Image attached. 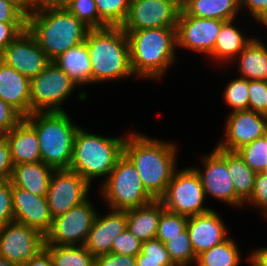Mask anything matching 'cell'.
<instances>
[{"mask_svg":"<svg viewBox=\"0 0 267 266\" xmlns=\"http://www.w3.org/2000/svg\"><path fill=\"white\" fill-rule=\"evenodd\" d=\"M248 260H250V266H267V247L252 251Z\"/></svg>","mask_w":267,"mask_h":266,"instance_id":"cell-50","label":"cell"},{"mask_svg":"<svg viewBox=\"0 0 267 266\" xmlns=\"http://www.w3.org/2000/svg\"><path fill=\"white\" fill-rule=\"evenodd\" d=\"M53 62L65 71L77 86L91 84V63L85 42L70 48Z\"/></svg>","mask_w":267,"mask_h":266,"instance_id":"cell-27","label":"cell"},{"mask_svg":"<svg viewBox=\"0 0 267 266\" xmlns=\"http://www.w3.org/2000/svg\"><path fill=\"white\" fill-rule=\"evenodd\" d=\"M233 21H226L221 26L212 53L209 55L212 60H218V63L225 64L227 61L231 62L230 60L236 59L253 38H246L245 35H242V32L239 31L240 28L238 29L233 25Z\"/></svg>","mask_w":267,"mask_h":266,"instance_id":"cell-28","label":"cell"},{"mask_svg":"<svg viewBox=\"0 0 267 266\" xmlns=\"http://www.w3.org/2000/svg\"><path fill=\"white\" fill-rule=\"evenodd\" d=\"M43 0H17V3L26 11L42 7Z\"/></svg>","mask_w":267,"mask_h":266,"instance_id":"cell-52","label":"cell"},{"mask_svg":"<svg viewBox=\"0 0 267 266\" xmlns=\"http://www.w3.org/2000/svg\"><path fill=\"white\" fill-rule=\"evenodd\" d=\"M90 186L76 172L69 169L54 170L46 194L47 204L53 219L84 202L89 197Z\"/></svg>","mask_w":267,"mask_h":266,"instance_id":"cell-12","label":"cell"},{"mask_svg":"<svg viewBox=\"0 0 267 266\" xmlns=\"http://www.w3.org/2000/svg\"><path fill=\"white\" fill-rule=\"evenodd\" d=\"M205 198L200 176L193 167H187L175 170L165 194L159 200L166 210L192 217L212 210L203 205Z\"/></svg>","mask_w":267,"mask_h":266,"instance_id":"cell-8","label":"cell"},{"mask_svg":"<svg viewBox=\"0 0 267 266\" xmlns=\"http://www.w3.org/2000/svg\"><path fill=\"white\" fill-rule=\"evenodd\" d=\"M241 253L235 240L228 237L222 243L206 250L196 257L197 266H238Z\"/></svg>","mask_w":267,"mask_h":266,"instance_id":"cell-30","label":"cell"},{"mask_svg":"<svg viewBox=\"0 0 267 266\" xmlns=\"http://www.w3.org/2000/svg\"><path fill=\"white\" fill-rule=\"evenodd\" d=\"M12 209L14 222L32 227L44 236L49 231L53 217L46 197L12 185Z\"/></svg>","mask_w":267,"mask_h":266,"instance_id":"cell-18","label":"cell"},{"mask_svg":"<svg viewBox=\"0 0 267 266\" xmlns=\"http://www.w3.org/2000/svg\"><path fill=\"white\" fill-rule=\"evenodd\" d=\"M13 167L14 165L11 160L9 145L6 139L3 136H1L0 137V182H5L10 180Z\"/></svg>","mask_w":267,"mask_h":266,"instance_id":"cell-46","label":"cell"},{"mask_svg":"<svg viewBox=\"0 0 267 266\" xmlns=\"http://www.w3.org/2000/svg\"><path fill=\"white\" fill-rule=\"evenodd\" d=\"M226 87L223 95L227 105L233 109L231 112L249 109V80L239 77L231 80Z\"/></svg>","mask_w":267,"mask_h":266,"instance_id":"cell-38","label":"cell"},{"mask_svg":"<svg viewBox=\"0 0 267 266\" xmlns=\"http://www.w3.org/2000/svg\"><path fill=\"white\" fill-rule=\"evenodd\" d=\"M23 117L10 105L0 99V135L4 136L13 129Z\"/></svg>","mask_w":267,"mask_h":266,"instance_id":"cell-44","label":"cell"},{"mask_svg":"<svg viewBox=\"0 0 267 266\" xmlns=\"http://www.w3.org/2000/svg\"><path fill=\"white\" fill-rule=\"evenodd\" d=\"M0 99L23 118L31 114L30 79L0 60Z\"/></svg>","mask_w":267,"mask_h":266,"instance_id":"cell-21","label":"cell"},{"mask_svg":"<svg viewBox=\"0 0 267 266\" xmlns=\"http://www.w3.org/2000/svg\"><path fill=\"white\" fill-rule=\"evenodd\" d=\"M96 214L97 210L87 198L67 213L54 218L49 231L44 236L45 245H84Z\"/></svg>","mask_w":267,"mask_h":266,"instance_id":"cell-10","label":"cell"},{"mask_svg":"<svg viewBox=\"0 0 267 266\" xmlns=\"http://www.w3.org/2000/svg\"><path fill=\"white\" fill-rule=\"evenodd\" d=\"M95 266H136V257L110 252L95 257Z\"/></svg>","mask_w":267,"mask_h":266,"instance_id":"cell-47","label":"cell"},{"mask_svg":"<svg viewBox=\"0 0 267 266\" xmlns=\"http://www.w3.org/2000/svg\"><path fill=\"white\" fill-rule=\"evenodd\" d=\"M259 40L253 37L236 57L241 78L267 81V47Z\"/></svg>","mask_w":267,"mask_h":266,"instance_id":"cell-26","label":"cell"},{"mask_svg":"<svg viewBox=\"0 0 267 266\" xmlns=\"http://www.w3.org/2000/svg\"><path fill=\"white\" fill-rule=\"evenodd\" d=\"M66 10L90 29L108 27L100 18L94 0H73Z\"/></svg>","mask_w":267,"mask_h":266,"instance_id":"cell-37","label":"cell"},{"mask_svg":"<svg viewBox=\"0 0 267 266\" xmlns=\"http://www.w3.org/2000/svg\"><path fill=\"white\" fill-rule=\"evenodd\" d=\"M188 217L164 209L160 215L156 239L163 243L180 236L187 226Z\"/></svg>","mask_w":267,"mask_h":266,"instance_id":"cell-36","label":"cell"},{"mask_svg":"<svg viewBox=\"0 0 267 266\" xmlns=\"http://www.w3.org/2000/svg\"><path fill=\"white\" fill-rule=\"evenodd\" d=\"M125 230L126 211L111 210L104 216L97 213L83 246L94 257L108 254L111 252L113 241Z\"/></svg>","mask_w":267,"mask_h":266,"instance_id":"cell-19","label":"cell"},{"mask_svg":"<svg viewBox=\"0 0 267 266\" xmlns=\"http://www.w3.org/2000/svg\"><path fill=\"white\" fill-rule=\"evenodd\" d=\"M55 266H95V257L82 246L45 245Z\"/></svg>","mask_w":267,"mask_h":266,"instance_id":"cell-31","label":"cell"},{"mask_svg":"<svg viewBox=\"0 0 267 266\" xmlns=\"http://www.w3.org/2000/svg\"><path fill=\"white\" fill-rule=\"evenodd\" d=\"M129 41L134 75L151 80L162 79L175 62L176 27L125 31Z\"/></svg>","mask_w":267,"mask_h":266,"instance_id":"cell-4","label":"cell"},{"mask_svg":"<svg viewBox=\"0 0 267 266\" xmlns=\"http://www.w3.org/2000/svg\"><path fill=\"white\" fill-rule=\"evenodd\" d=\"M3 137L9 145L13 165L42 162L37 133L24 119Z\"/></svg>","mask_w":267,"mask_h":266,"instance_id":"cell-22","label":"cell"},{"mask_svg":"<svg viewBox=\"0 0 267 266\" xmlns=\"http://www.w3.org/2000/svg\"><path fill=\"white\" fill-rule=\"evenodd\" d=\"M76 87L68 74L50 61L42 72L30 79L31 114L65 111L61 105Z\"/></svg>","mask_w":267,"mask_h":266,"instance_id":"cell-9","label":"cell"},{"mask_svg":"<svg viewBox=\"0 0 267 266\" xmlns=\"http://www.w3.org/2000/svg\"><path fill=\"white\" fill-rule=\"evenodd\" d=\"M45 247V237L36 229L17 222L0 228V257L22 266Z\"/></svg>","mask_w":267,"mask_h":266,"instance_id":"cell-13","label":"cell"},{"mask_svg":"<svg viewBox=\"0 0 267 266\" xmlns=\"http://www.w3.org/2000/svg\"><path fill=\"white\" fill-rule=\"evenodd\" d=\"M181 0H130L129 11L121 28L139 31L150 28L177 27Z\"/></svg>","mask_w":267,"mask_h":266,"instance_id":"cell-11","label":"cell"},{"mask_svg":"<svg viewBox=\"0 0 267 266\" xmlns=\"http://www.w3.org/2000/svg\"><path fill=\"white\" fill-rule=\"evenodd\" d=\"M13 221L12 185L8 180L0 182V228Z\"/></svg>","mask_w":267,"mask_h":266,"instance_id":"cell-42","label":"cell"},{"mask_svg":"<svg viewBox=\"0 0 267 266\" xmlns=\"http://www.w3.org/2000/svg\"><path fill=\"white\" fill-rule=\"evenodd\" d=\"M160 200L126 210L127 230L130 231L141 242L156 239L160 215L164 210Z\"/></svg>","mask_w":267,"mask_h":266,"instance_id":"cell-24","label":"cell"},{"mask_svg":"<svg viewBox=\"0 0 267 266\" xmlns=\"http://www.w3.org/2000/svg\"><path fill=\"white\" fill-rule=\"evenodd\" d=\"M227 167L237 194V206L240 207L251 197L256 173L237 152L227 151Z\"/></svg>","mask_w":267,"mask_h":266,"instance_id":"cell-29","label":"cell"},{"mask_svg":"<svg viewBox=\"0 0 267 266\" xmlns=\"http://www.w3.org/2000/svg\"><path fill=\"white\" fill-rule=\"evenodd\" d=\"M0 266H17L14 263H11L10 261L6 260L5 258L0 257Z\"/></svg>","mask_w":267,"mask_h":266,"instance_id":"cell-53","label":"cell"},{"mask_svg":"<svg viewBox=\"0 0 267 266\" xmlns=\"http://www.w3.org/2000/svg\"><path fill=\"white\" fill-rule=\"evenodd\" d=\"M73 0H43L42 7L66 9Z\"/></svg>","mask_w":267,"mask_h":266,"instance_id":"cell-51","label":"cell"},{"mask_svg":"<svg viewBox=\"0 0 267 266\" xmlns=\"http://www.w3.org/2000/svg\"><path fill=\"white\" fill-rule=\"evenodd\" d=\"M26 28L50 61L85 42L90 30L66 9L47 7L27 12Z\"/></svg>","mask_w":267,"mask_h":266,"instance_id":"cell-2","label":"cell"},{"mask_svg":"<svg viewBox=\"0 0 267 266\" xmlns=\"http://www.w3.org/2000/svg\"><path fill=\"white\" fill-rule=\"evenodd\" d=\"M99 18L108 27H121L130 6V0H94Z\"/></svg>","mask_w":267,"mask_h":266,"instance_id":"cell-34","label":"cell"},{"mask_svg":"<svg viewBox=\"0 0 267 266\" xmlns=\"http://www.w3.org/2000/svg\"><path fill=\"white\" fill-rule=\"evenodd\" d=\"M243 8L248 9L257 23L260 22L267 27V0H240V9Z\"/></svg>","mask_w":267,"mask_h":266,"instance_id":"cell-48","label":"cell"},{"mask_svg":"<svg viewBox=\"0 0 267 266\" xmlns=\"http://www.w3.org/2000/svg\"><path fill=\"white\" fill-rule=\"evenodd\" d=\"M111 210L126 211L145 206L155 199L146 191L133 163L123 154L101 186Z\"/></svg>","mask_w":267,"mask_h":266,"instance_id":"cell-7","label":"cell"},{"mask_svg":"<svg viewBox=\"0 0 267 266\" xmlns=\"http://www.w3.org/2000/svg\"><path fill=\"white\" fill-rule=\"evenodd\" d=\"M142 242L130 231L125 230L113 241L111 252L136 257L141 252Z\"/></svg>","mask_w":267,"mask_h":266,"instance_id":"cell-40","label":"cell"},{"mask_svg":"<svg viewBox=\"0 0 267 266\" xmlns=\"http://www.w3.org/2000/svg\"><path fill=\"white\" fill-rule=\"evenodd\" d=\"M181 9L193 17L231 21L240 11V0H182Z\"/></svg>","mask_w":267,"mask_h":266,"instance_id":"cell-25","label":"cell"},{"mask_svg":"<svg viewBox=\"0 0 267 266\" xmlns=\"http://www.w3.org/2000/svg\"><path fill=\"white\" fill-rule=\"evenodd\" d=\"M227 229L220 215L214 210L188 217L186 230L195 255L225 241L229 237Z\"/></svg>","mask_w":267,"mask_h":266,"instance_id":"cell-20","label":"cell"},{"mask_svg":"<svg viewBox=\"0 0 267 266\" xmlns=\"http://www.w3.org/2000/svg\"><path fill=\"white\" fill-rule=\"evenodd\" d=\"M226 120L224 140L216 145L218 149L237 152L267 134V115L250 109L230 112Z\"/></svg>","mask_w":267,"mask_h":266,"instance_id":"cell-17","label":"cell"},{"mask_svg":"<svg viewBox=\"0 0 267 266\" xmlns=\"http://www.w3.org/2000/svg\"><path fill=\"white\" fill-rule=\"evenodd\" d=\"M249 109L267 115V81L249 80Z\"/></svg>","mask_w":267,"mask_h":266,"instance_id":"cell-39","label":"cell"},{"mask_svg":"<svg viewBox=\"0 0 267 266\" xmlns=\"http://www.w3.org/2000/svg\"><path fill=\"white\" fill-rule=\"evenodd\" d=\"M55 169L43 162L14 165L11 185L23 188L35 196L46 197L50 178Z\"/></svg>","mask_w":267,"mask_h":266,"instance_id":"cell-23","label":"cell"},{"mask_svg":"<svg viewBox=\"0 0 267 266\" xmlns=\"http://www.w3.org/2000/svg\"><path fill=\"white\" fill-rule=\"evenodd\" d=\"M123 154L133 163L146 191L159 200L177 169L174 142H162L140 133L127 135Z\"/></svg>","mask_w":267,"mask_h":266,"instance_id":"cell-1","label":"cell"},{"mask_svg":"<svg viewBox=\"0 0 267 266\" xmlns=\"http://www.w3.org/2000/svg\"><path fill=\"white\" fill-rule=\"evenodd\" d=\"M171 260L176 266H191L196 262V255L191 245L189 234L185 229L180 236H175L164 243Z\"/></svg>","mask_w":267,"mask_h":266,"instance_id":"cell-33","label":"cell"},{"mask_svg":"<svg viewBox=\"0 0 267 266\" xmlns=\"http://www.w3.org/2000/svg\"><path fill=\"white\" fill-rule=\"evenodd\" d=\"M237 153L255 173L264 172L267 166V134L243 146Z\"/></svg>","mask_w":267,"mask_h":266,"instance_id":"cell-35","label":"cell"},{"mask_svg":"<svg viewBox=\"0 0 267 266\" xmlns=\"http://www.w3.org/2000/svg\"><path fill=\"white\" fill-rule=\"evenodd\" d=\"M22 266H55L50 253L44 248Z\"/></svg>","mask_w":267,"mask_h":266,"instance_id":"cell-49","label":"cell"},{"mask_svg":"<svg viewBox=\"0 0 267 266\" xmlns=\"http://www.w3.org/2000/svg\"><path fill=\"white\" fill-rule=\"evenodd\" d=\"M37 133L41 160L55 170L69 169L79 128L66 111L34 112L23 118Z\"/></svg>","mask_w":267,"mask_h":266,"instance_id":"cell-5","label":"cell"},{"mask_svg":"<svg viewBox=\"0 0 267 266\" xmlns=\"http://www.w3.org/2000/svg\"><path fill=\"white\" fill-rule=\"evenodd\" d=\"M225 22L189 16L181 9L176 27L177 47L210 55Z\"/></svg>","mask_w":267,"mask_h":266,"instance_id":"cell-16","label":"cell"},{"mask_svg":"<svg viewBox=\"0 0 267 266\" xmlns=\"http://www.w3.org/2000/svg\"><path fill=\"white\" fill-rule=\"evenodd\" d=\"M254 207L261 209L264 216H267V174L256 173L254 187L250 199L247 201Z\"/></svg>","mask_w":267,"mask_h":266,"instance_id":"cell-41","label":"cell"},{"mask_svg":"<svg viewBox=\"0 0 267 266\" xmlns=\"http://www.w3.org/2000/svg\"><path fill=\"white\" fill-rule=\"evenodd\" d=\"M1 22H27V12L15 0H0Z\"/></svg>","mask_w":267,"mask_h":266,"instance_id":"cell-43","label":"cell"},{"mask_svg":"<svg viewBox=\"0 0 267 266\" xmlns=\"http://www.w3.org/2000/svg\"><path fill=\"white\" fill-rule=\"evenodd\" d=\"M126 137H104L78 128L69 170L78 173L89 184L92 179L111 174L117 160L123 155Z\"/></svg>","mask_w":267,"mask_h":266,"instance_id":"cell-6","label":"cell"},{"mask_svg":"<svg viewBox=\"0 0 267 266\" xmlns=\"http://www.w3.org/2000/svg\"><path fill=\"white\" fill-rule=\"evenodd\" d=\"M27 22L0 21V54L3 50L26 29Z\"/></svg>","mask_w":267,"mask_h":266,"instance_id":"cell-45","label":"cell"},{"mask_svg":"<svg viewBox=\"0 0 267 266\" xmlns=\"http://www.w3.org/2000/svg\"><path fill=\"white\" fill-rule=\"evenodd\" d=\"M136 266H176L164 243L158 239L142 242L141 252L136 256Z\"/></svg>","mask_w":267,"mask_h":266,"instance_id":"cell-32","label":"cell"},{"mask_svg":"<svg viewBox=\"0 0 267 266\" xmlns=\"http://www.w3.org/2000/svg\"><path fill=\"white\" fill-rule=\"evenodd\" d=\"M0 60L29 79L36 77L50 63L27 28L3 50Z\"/></svg>","mask_w":267,"mask_h":266,"instance_id":"cell-15","label":"cell"},{"mask_svg":"<svg viewBox=\"0 0 267 266\" xmlns=\"http://www.w3.org/2000/svg\"><path fill=\"white\" fill-rule=\"evenodd\" d=\"M203 169L193 167L200 176L205 197L221 200L230 206H237V194L227 167V151L215 147L211 154L202 158Z\"/></svg>","mask_w":267,"mask_h":266,"instance_id":"cell-14","label":"cell"},{"mask_svg":"<svg viewBox=\"0 0 267 266\" xmlns=\"http://www.w3.org/2000/svg\"><path fill=\"white\" fill-rule=\"evenodd\" d=\"M91 63V83L135 76L127 34L121 27L90 29L85 39Z\"/></svg>","mask_w":267,"mask_h":266,"instance_id":"cell-3","label":"cell"}]
</instances>
